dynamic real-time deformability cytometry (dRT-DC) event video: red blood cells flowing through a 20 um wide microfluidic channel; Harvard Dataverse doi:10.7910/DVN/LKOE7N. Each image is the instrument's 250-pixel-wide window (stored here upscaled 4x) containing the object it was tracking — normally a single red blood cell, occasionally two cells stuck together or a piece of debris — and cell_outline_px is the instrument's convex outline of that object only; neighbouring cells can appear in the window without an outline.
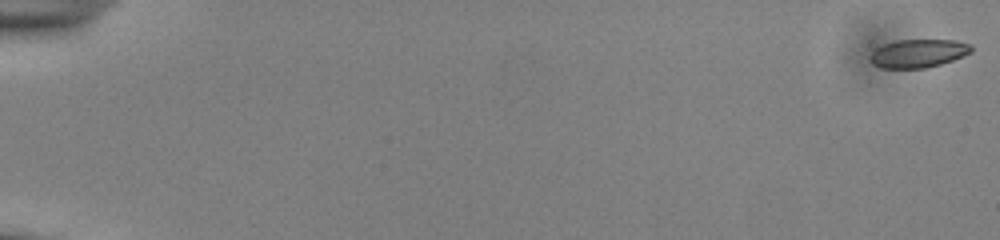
{"species": "common noctule bat (a hibernating species)", "species_latin": "Nyctalus noctula", "temperature_condition": "cold", "stored_images_in_passage": 55, "camera_frame_rate_fps": 3000, "um_per_image_px": 0.085, "animal": {"sex": "male", "body_mass_g": 13.0, "forearm_length_mm": 53.1}, "frame": {"image": 1, "passage_image": 1, "time_ms": 0.0, "image_size_px": [1000, 240], "cell_outline_px": [[972, 52], [964, 56], [940, 64], [924, 68], [880, 68], [872, 64], [868, 60], [868, 56], [876, 48], [884, 44], [896, 40], [956, 40], [972, 44]], "centroid_in_image_um": [78.03, 4.53], "position_along_channel_um": 7.0, "area_um2": 16.88}}
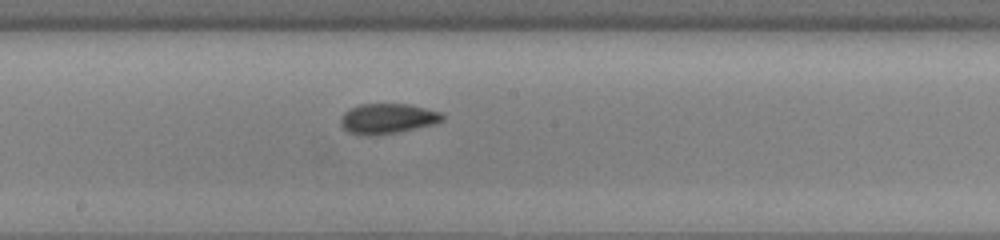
{"frame": {"image": 2, "passage_image": 32, "time_ms": 10.333, "image_size_px": [1000, 240], "cell_outline_px": [[444, 120], [436, 124], [396, 132], [368, 136], [348, 132], [340, 124], [340, 116], [348, 108], [360, 104], [408, 104], [440, 112], [444, 116]], "centroid_in_image_um": [32.91, 10.07], "position_along_channel_um": 215.3, "area_um2": 17.92}}
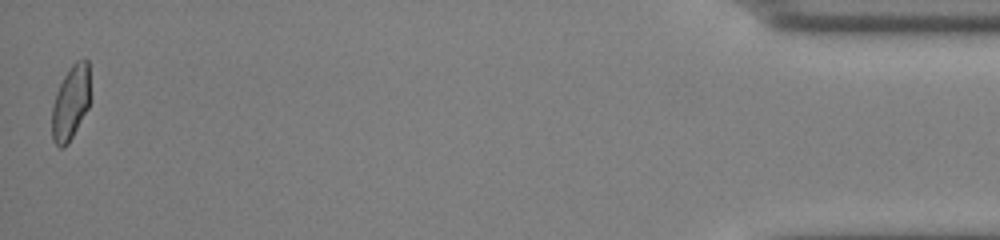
{"frame": {"image": 3, "passage_image": 55, "time_ms": 18.0, "image_size_px": [1000, 240], "cell_outline_px": [[88, 108], [68, 144], [64, 148], [60, 148], [52, 140], [52, 104], [56, 92], [64, 76], [72, 64], [76, 60], [84, 56], [88, 60]], "centroid_in_image_um": [5.98, 8.73], "position_along_channel_um": 429.2, "area_um2": 16.47}, "authors_computed_cell_mechanics": {"area_um2": 17.5134, "velocity_mm_per_s": 3.8674, "shape_relaxation_time_tau1_ms": 8.7274, "shape_relaxation_time_tau2_ms": 1.7849, "deformation_change_tau1": 0.1565, "deformation_change_tau2": 0.0658}}